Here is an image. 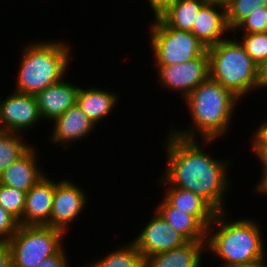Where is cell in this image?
Masks as SVG:
<instances>
[{
  "mask_svg": "<svg viewBox=\"0 0 267 267\" xmlns=\"http://www.w3.org/2000/svg\"><path fill=\"white\" fill-rule=\"evenodd\" d=\"M258 79L260 89H267V58L258 66Z\"/></svg>",
  "mask_w": 267,
  "mask_h": 267,
  "instance_id": "d6a6232c",
  "label": "cell"
},
{
  "mask_svg": "<svg viewBox=\"0 0 267 267\" xmlns=\"http://www.w3.org/2000/svg\"><path fill=\"white\" fill-rule=\"evenodd\" d=\"M19 227V221L0 205V241H8Z\"/></svg>",
  "mask_w": 267,
  "mask_h": 267,
  "instance_id": "83f0119b",
  "label": "cell"
},
{
  "mask_svg": "<svg viewBox=\"0 0 267 267\" xmlns=\"http://www.w3.org/2000/svg\"><path fill=\"white\" fill-rule=\"evenodd\" d=\"M226 214V211L217 212L206 234V251L221 258L219 267L251 265L265 260L267 250L259 222L251 218L234 221Z\"/></svg>",
  "mask_w": 267,
  "mask_h": 267,
  "instance_id": "3957f363",
  "label": "cell"
},
{
  "mask_svg": "<svg viewBox=\"0 0 267 267\" xmlns=\"http://www.w3.org/2000/svg\"><path fill=\"white\" fill-rule=\"evenodd\" d=\"M79 86L69 83L65 78L46 89L37 92L34 96L37 101L41 118L52 123L77 102Z\"/></svg>",
  "mask_w": 267,
  "mask_h": 267,
  "instance_id": "5bb4252c",
  "label": "cell"
},
{
  "mask_svg": "<svg viewBox=\"0 0 267 267\" xmlns=\"http://www.w3.org/2000/svg\"><path fill=\"white\" fill-rule=\"evenodd\" d=\"M239 29L242 30V35L243 33L267 32V6L256 7L252 13L234 29L233 32H237Z\"/></svg>",
  "mask_w": 267,
  "mask_h": 267,
  "instance_id": "4316f807",
  "label": "cell"
},
{
  "mask_svg": "<svg viewBox=\"0 0 267 267\" xmlns=\"http://www.w3.org/2000/svg\"><path fill=\"white\" fill-rule=\"evenodd\" d=\"M164 199L174 208L193 215L206 229L217 211L202 197L187 189L166 187Z\"/></svg>",
  "mask_w": 267,
  "mask_h": 267,
  "instance_id": "ac0fdd59",
  "label": "cell"
},
{
  "mask_svg": "<svg viewBox=\"0 0 267 267\" xmlns=\"http://www.w3.org/2000/svg\"><path fill=\"white\" fill-rule=\"evenodd\" d=\"M53 132L50 140L53 144L64 145L67 149L72 143L85 139L95 128V124L82 112L77 103L52 121Z\"/></svg>",
  "mask_w": 267,
  "mask_h": 267,
  "instance_id": "9a60e30c",
  "label": "cell"
},
{
  "mask_svg": "<svg viewBox=\"0 0 267 267\" xmlns=\"http://www.w3.org/2000/svg\"><path fill=\"white\" fill-rule=\"evenodd\" d=\"M65 235L62 230L50 226L19 225L8 240L12 267H36L64 245Z\"/></svg>",
  "mask_w": 267,
  "mask_h": 267,
  "instance_id": "8992f818",
  "label": "cell"
},
{
  "mask_svg": "<svg viewBox=\"0 0 267 267\" xmlns=\"http://www.w3.org/2000/svg\"><path fill=\"white\" fill-rule=\"evenodd\" d=\"M85 192L73 180H60L55 185L50 227L60 229L66 234L70 224L80 218L78 215L85 210L88 199Z\"/></svg>",
  "mask_w": 267,
  "mask_h": 267,
  "instance_id": "9c48e42d",
  "label": "cell"
},
{
  "mask_svg": "<svg viewBox=\"0 0 267 267\" xmlns=\"http://www.w3.org/2000/svg\"><path fill=\"white\" fill-rule=\"evenodd\" d=\"M224 3L226 8V21L231 32H233L256 7L267 6V0H224Z\"/></svg>",
  "mask_w": 267,
  "mask_h": 267,
  "instance_id": "cb8c5ba5",
  "label": "cell"
},
{
  "mask_svg": "<svg viewBox=\"0 0 267 267\" xmlns=\"http://www.w3.org/2000/svg\"><path fill=\"white\" fill-rule=\"evenodd\" d=\"M82 88L78 90L76 103L82 112L97 125L100 121L107 119L106 117L111 114L112 110L114 111L119 97L117 93L103 88Z\"/></svg>",
  "mask_w": 267,
  "mask_h": 267,
  "instance_id": "d6986e66",
  "label": "cell"
},
{
  "mask_svg": "<svg viewBox=\"0 0 267 267\" xmlns=\"http://www.w3.org/2000/svg\"><path fill=\"white\" fill-rule=\"evenodd\" d=\"M206 241H187L174 249L146 258V267H201Z\"/></svg>",
  "mask_w": 267,
  "mask_h": 267,
  "instance_id": "e0dca14e",
  "label": "cell"
},
{
  "mask_svg": "<svg viewBox=\"0 0 267 267\" xmlns=\"http://www.w3.org/2000/svg\"><path fill=\"white\" fill-rule=\"evenodd\" d=\"M242 39V41H241ZM239 41L246 53L259 66L267 58V32L244 33Z\"/></svg>",
  "mask_w": 267,
  "mask_h": 267,
  "instance_id": "484cf974",
  "label": "cell"
},
{
  "mask_svg": "<svg viewBox=\"0 0 267 267\" xmlns=\"http://www.w3.org/2000/svg\"><path fill=\"white\" fill-rule=\"evenodd\" d=\"M131 241L145 258L179 247L187 240L156 211Z\"/></svg>",
  "mask_w": 267,
  "mask_h": 267,
  "instance_id": "8fae6325",
  "label": "cell"
},
{
  "mask_svg": "<svg viewBox=\"0 0 267 267\" xmlns=\"http://www.w3.org/2000/svg\"><path fill=\"white\" fill-rule=\"evenodd\" d=\"M155 210L187 241H206L207 229L193 216L172 207L164 198Z\"/></svg>",
  "mask_w": 267,
  "mask_h": 267,
  "instance_id": "ffe728a7",
  "label": "cell"
},
{
  "mask_svg": "<svg viewBox=\"0 0 267 267\" xmlns=\"http://www.w3.org/2000/svg\"><path fill=\"white\" fill-rule=\"evenodd\" d=\"M53 40L26 44L19 59L15 92L35 95L66 78L72 58L70 44Z\"/></svg>",
  "mask_w": 267,
  "mask_h": 267,
  "instance_id": "277c9868",
  "label": "cell"
},
{
  "mask_svg": "<svg viewBox=\"0 0 267 267\" xmlns=\"http://www.w3.org/2000/svg\"><path fill=\"white\" fill-rule=\"evenodd\" d=\"M40 120L42 118L33 94L12 91L0 100V130L23 134L40 123Z\"/></svg>",
  "mask_w": 267,
  "mask_h": 267,
  "instance_id": "30bf717a",
  "label": "cell"
},
{
  "mask_svg": "<svg viewBox=\"0 0 267 267\" xmlns=\"http://www.w3.org/2000/svg\"><path fill=\"white\" fill-rule=\"evenodd\" d=\"M34 145L0 175V184L29 191L46 173L38 163V151ZM37 153V154H36ZM45 173V174H44Z\"/></svg>",
  "mask_w": 267,
  "mask_h": 267,
  "instance_id": "2e32d148",
  "label": "cell"
},
{
  "mask_svg": "<svg viewBox=\"0 0 267 267\" xmlns=\"http://www.w3.org/2000/svg\"><path fill=\"white\" fill-rule=\"evenodd\" d=\"M26 193L23 190L0 184V205L18 221L22 219Z\"/></svg>",
  "mask_w": 267,
  "mask_h": 267,
  "instance_id": "d4e9b609",
  "label": "cell"
},
{
  "mask_svg": "<svg viewBox=\"0 0 267 267\" xmlns=\"http://www.w3.org/2000/svg\"><path fill=\"white\" fill-rule=\"evenodd\" d=\"M164 141L167 167L159 179L160 184L192 191L217 212L226 211L230 160L216 159L203 150L214 140H202L201 146L198 139L181 138L169 131Z\"/></svg>",
  "mask_w": 267,
  "mask_h": 267,
  "instance_id": "6da1fadb",
  "label": "cell"
},
{
  "mask_svg": "<svg viewBox=\"0 0 267 267\" xmlns=\"http://www.w3.org/2000/svg\"><path fill=\"white\" fill-rule=\"evenodd\" d=\"M149 26L154 65H173L201 56L207 48L192 33L169 27L159 16Z\"/></svg>",
  "mask_w": 267,
  "mask_h": 267,
  "instance_id": "52a82bcc",
  "label": "cell"
},
{
  "mask_svg": "<svg viewBox=\"0 0 267 267\" xmlns=\"http://www.w3.org/2000/svg\"><path fill=\"white\" fill-rule=\"evenodd\" d=\"M45 175L26 193L25 207L19 225L50 226L55 185L59 181Z\"/></svg>",
  "mask_w": 267,
  "mask_h": 267,
  "instance_id": "4fadbf2b",
  "label": "cell"
},
{
  "mask_svg": "<svg viewBox=\"0 0 267 267\" xmlns=\"http://www.w3.org/2000/svg\"><path fill=\"white\" fill-rule=\"evenodd\" d=\"M62 246L54 255L45 258L41 263H39L36 267H70L68 254Z\"/></svg>",
  "mask_w": 267,
  "mask_h": 267,
  "instance_id": "f546056e",
  "label": "cell"
},
{
  "mask_svg": "<svg viewBox=\"0 0 267 267\" xmlns=\"http://www.w3.org/2000/svg\"><path fill=\"white\" fill-rule=\"evenodd\" d=\"M174 0H147L153 16L158 17Z\"/></svg>",
  "mask_w": 267,
  "mask_h": 267,
  "instance_id": "1f68e13d",
  "label": "cell"
},
{
  "mask_svg": "<svg viewBox=\"0 0 267 267\" xmlns=\"http://www.w3.org/2000/svg\"><path fill=\"white\" fill-rule=\"evenodd\" d=\"M32 146L22 134L0 130V175Z\"/></svg>",
  "mask_w": 267,
  "mask_h": 267,
  "instance_id": "603a6c76",
  "label": "cell"
},
{
  "mask_svg": "<svg viewBox=\"0 0 267 267\" xmlns=\"http://www.w3.org/2000/svg\"><path fill=\"white\" fill-rule=\"evenodd\" d=\"M236 38H227L207 48L209 78L221 84L240 101L260 89L258 65Z\"/></svg>",
  "mask_w": 267,
  "mask_h": 267,
  "instance_id": "5b68a950",
  "label": "cell"
},
{
  "mask_svg": "<svg viewBox=\"0 0 267 267\" xmlns=\"http://www.w3.org/2000/svg\"><path fill=\"white\" fill-rule=\"evenodd\" d=\"M192 124L190 128H171L170 132L185 139L217 140L226 135L240 100L221 84L208 78L200 83L184 100ZM198 135V136H196Z\"/></svg>",
  "mask_w": 267,
  "mask_h": 267,
  "instance_id": "7a4b0ae2",
  "label": "cell"
},
{
  "mask_svg": "<svg viewBox=\"0 0 267 267\" xmlns=\"http://www.w3.org/2000/svg\"><path fill=\"white\" fill-rule=\"evenodd\" d=\"M230 31L226 21V8L222 0H208L198 12L192 33L206 47L217 45Z\"/></svg>",
  "mask_w": 267,
  "mask_h": 267,
  "instance_id": "7c38bea8",
  "label": "cell"
},
{
  "mask_svg": "<svg viewBox=\"0 0 267 267\" xmlns=\"http://www.w3.org/2000/svg\"><path fill=\"white\" fill-rule=\"evenodd\" d=\"M208 0H174L159 17L177 30L192 32L195 18Z\"/></svg>",
  "mask_w": 267,
  "mask_h": 267,
  "instance_id": "44dd1931",
  "label": "cell"
},
{
  "mask_svg": "<svg viewBox=\"0 0 267 267\" xmlns=\"http://www.w3.org/2000/svg\"><path fill=\"white\" fill-rule=\"evenodd\" d=\"M265 261V262H264ZM267 260H262L258 263L251 264V265H243V266H232V267H267Z\"/></svg>",
  "mask_w": 267,
  "mask_h": 267,
  "instance_id": "d590c367",
  "label": "cell"
},
{
  "mask_svg": "<svg viewBox=\"0 0 267 267\" xmlns=\"http://www.w3.org/2000/svg\"><path fill=\"white\" fill-rule=\"evenodd\" d=\"M260 163L262 164L261 179L259 183L255 186V190L267 179V152H264L259 158ZM263 174V175H262Z\"/></svg>",
  "mask_w": 267,
  "mask_h": 267,
  "instance_id": "836d02e7",
  "label": "cell"
},
{
  "mask_svg": "<svg viewBox=\"0 0 267 267\" xmlns=\"http://www.w3.org/2000/svg\"><path fill=\"white\" fill-rule=\"evenodd\" d=\"M254 192L261 193V195H267V179Z\"/></svg>",
  "mask_w": 267,
  "mask_h": 267,
  "instance_id": "e575fe53",
  "label": "cell"
},
{
  "mask_svg": "<svg viewBox=\"0 0 267 267\" xmlns=\"http://www.w3.org/2000/svg\"><path fill=\"white\" fill-rule=\"evenodd\" d=\"M159 79L167 90L179 92L184 99L200 83L209 78V58L207 50L198 58L173 65H154Z\"/></svg>",
  "mask_w": 267,
  "mask_h": 267,
  "instance_id": "ba28073f",
  "label": "cell"
},
{
  "mask_svg": "<svg viewBox=\"0 0 267 267\" xmlns=\"http://www.w3.org/2000/svg\"><path fill=\"white\" fill-rule=\"evenodd\" d=\"M124 246V247H123ZM85 267H146V258L135 245L130 242L119 249L108 252L104 257L91 262Z\"/></svg>",
  "mask_w": 267,
  "mask_h": 267,
  "instance_id": "7402d4cb",
  "label": "cell"
},
{
  "mask_svg": "<svg viewBox=\"0 0 267 267\" xmlns=\"http://www.w3.org/2000/svg\"><path fill=\"white\" fill-rule=\"evenodd\" d=\"M262 124L257 127V130L253 133L251 137V149L255 156L258 158L264 153L267 152V120L261 122Z\"/></svg>",
  "mask_w": 267,
  "mask_h": 267,
  "instance_id": "f1b7e54d",
  "label": "cell"
},
{
  "mask_svg": "<svg viewBox=\"0 0 267 267\" xmlns=\"http://www.w3.org/2000/svg\"><path fill=\"white\" fill-rule=\"evenodd\" d=\"M0 267H12V254L8 241L0 242Z\"/></svg>",
  "mask_w": 267,
  "mask_h": 267,
  "instance_id": "4dcf8cb0",
  "label": "cell"
}]
</instances>
